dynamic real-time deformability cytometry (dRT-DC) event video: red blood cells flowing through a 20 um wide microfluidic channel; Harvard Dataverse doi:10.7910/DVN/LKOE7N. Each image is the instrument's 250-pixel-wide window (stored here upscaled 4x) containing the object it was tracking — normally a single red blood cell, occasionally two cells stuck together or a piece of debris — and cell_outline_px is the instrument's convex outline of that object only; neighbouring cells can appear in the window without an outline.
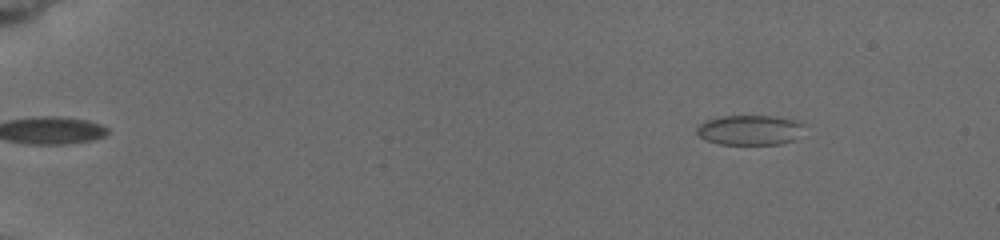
{"species": "common noctule bat (a hibernating species)", "species_latin": "Nyctalus noctula", "temperature_condition": "cold", "stored_images_in_passage": 8, "camera_frame_rate_fps": 3000, "um_per_image_px": 0.085, "animal": {"sex": "female", "body_mass_g": 19.5, "forearm_length_mm": 54.1}, "frame": {"image": 1, "passage_image": 1, "time_ms": 0.0, "image_size_px": [1000, 240], "cell_outline_px": [[804, 124], [796, 140], [780, 144], [720, 144], [708, 140], [700, 136], [696, 132], [696, 128], [700, 124], [708, 120], [724, 116], [772, 116], [792, 120]], "centroid_in_image_um": [63.74, 11.06], "position_along_channel_um": 21.3, "area_um2": 18.44}}
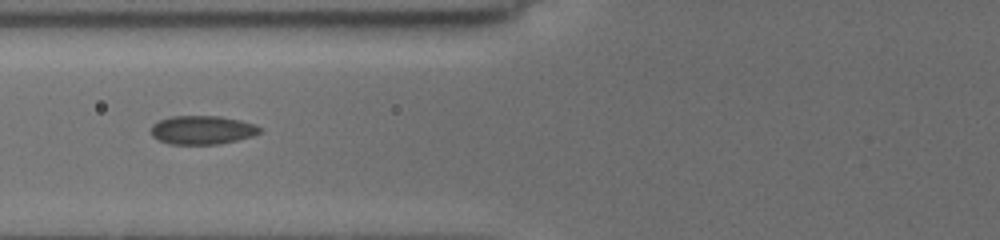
{"frame": {"image": 2, "passage_image": 6, "time_ms": 5.667, "image_size_px": [1000, 240], "cell_outline_px": [[260, 132], [252, 136], [236, 140], [216, 144], [168, 144], [152, 136], [152, 124], [160, 120], [172, 116], [220, 116], [240, 120], [252, 124], [260, 128]], "centroid_in_image_um": [17.16, 11.04], "position_along_channel_um": 108.6, "area_um2": 17.92}}
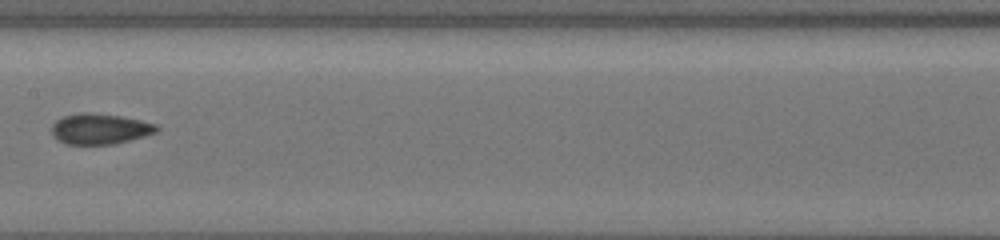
{"frame": {"image": 3, "passage_image": 8, "time_ms": 8.0, "image_size_px": [1000, 240], "cell_outline_px": [[160, 128], [156, 132], [144, 136], [112, 144], [68, 144], [52, 136], [52, 124], [56, 120], [64, 116], [80, 112], [88, 112], [120, 116], [140, 120], [156, 124]], "centroid_in_image_um": [8.48, 10.94], "position_along_channel_um": 198.9, "area_um2": 18.55}}